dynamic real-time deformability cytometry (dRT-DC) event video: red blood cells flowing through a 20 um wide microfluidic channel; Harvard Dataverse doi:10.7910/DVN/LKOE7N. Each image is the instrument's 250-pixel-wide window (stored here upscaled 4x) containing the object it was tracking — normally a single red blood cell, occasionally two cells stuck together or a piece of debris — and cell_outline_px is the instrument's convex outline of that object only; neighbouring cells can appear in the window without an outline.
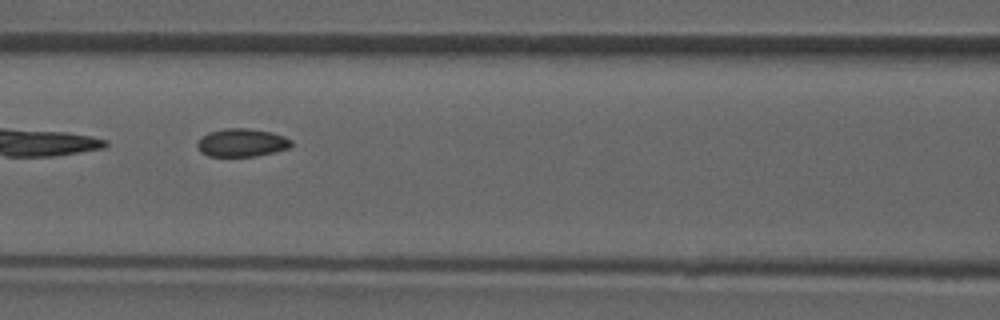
{"species": "common noctule bat (a hibernating species)", "species_latin": "Nyctalus noctula", "temperature_condition": "room temperature", "stored_images_in_passage": 9, "camera_frame_rate_fps": 3000, "um_per_image_px": 0.085, "animal": {"sex": "male", "forearm_length_mm": 52.5}, "frame": {"image": 1, "passage_image": 6, "time_ms": 5.667, "image_size_px": [1000, 320], "cell_outline_px": [[292, 144], [288, 148], [256, 156], [208, 156], [200, 152], [196, 144], [208, 132], [224, 128], [248, 128], [272, 132], [284, 136], [292, 140]], "centroid_in_image_um": [20.55, 12.12], "position_along_channel_um": 146.1, "area_um2": 15.32}}